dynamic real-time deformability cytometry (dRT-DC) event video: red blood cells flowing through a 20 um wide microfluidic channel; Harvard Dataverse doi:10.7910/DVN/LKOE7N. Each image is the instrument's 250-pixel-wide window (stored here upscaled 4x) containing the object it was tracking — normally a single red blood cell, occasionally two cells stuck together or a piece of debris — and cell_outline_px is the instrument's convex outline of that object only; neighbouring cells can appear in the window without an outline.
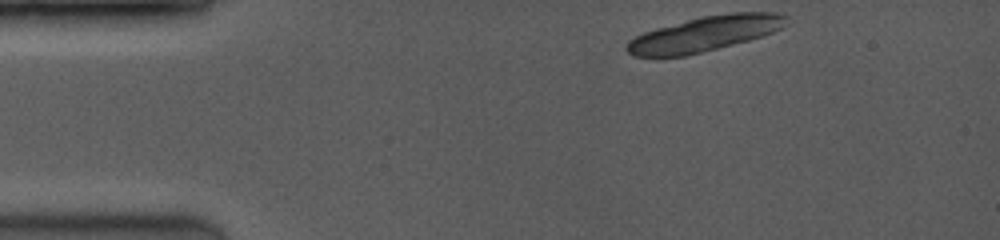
{"species": "common noctule bat (a hibernating species)", "species_latin": "Nyctalus noctula", "temperature_condition": "room temperature", "stored_images_in_passage": 1, "camera_frame_rate_fps": 3500, "um_per_image_px": 0.085, "animal": {"sex": "female", "body_mass_g": 19.0, "forearm_length_mm": 53.3}, "frame": {"image": 1, "passage_image": 1, "time_ms": 0.0, "image_size_px": [1000, 240], "cell_outline_px": [[792, 16], [788, 24], [784, 28], [764, 36], [684, 56], [632, 56], [624, 48], [624, 44], [628, 40], [644, 32], [656, 28], [700, 16], [732, 12], [776, 12]], "centroid_in_image_um": [59.97, 2.85], "position_along_channel_um": 25.0, "area_um2": 32.95}}